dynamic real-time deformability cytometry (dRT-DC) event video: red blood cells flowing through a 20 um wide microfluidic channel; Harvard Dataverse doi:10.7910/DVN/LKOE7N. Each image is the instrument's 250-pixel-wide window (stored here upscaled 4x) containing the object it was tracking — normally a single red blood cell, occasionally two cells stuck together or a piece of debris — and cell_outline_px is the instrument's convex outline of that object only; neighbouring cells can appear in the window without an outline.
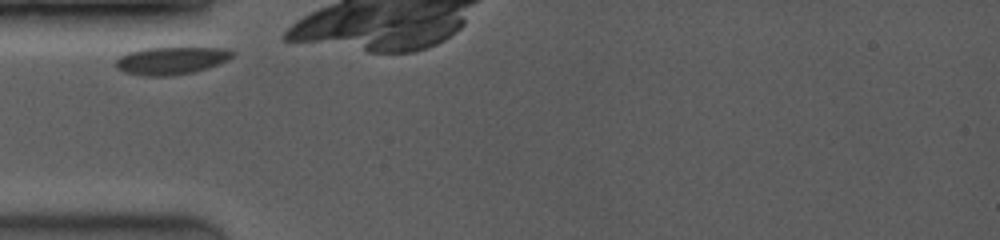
{"species": "common noctule bat (a hibernating species)", "species_latin": "Nyctalus noctula", "temperature_condition": "room temperature", "stored_images_in_passage": 15, "camera_frame_rate_fps": 3500, "um_per_image_px": 0.085, "animal": {"sex": "female", "body_mass_g": 19.0, "forearm_length_mm": 53.3}, "frame": {"image": 1, "passage_image": 1, "time_ms": 0.0, "image_size_px": [1000, 240], "cell_outline_px": [[236, 52], [228, 60], [220, 64], [196, 72], [168, 76], [140, 76], [124, 72], [116, 68], [116, 60], [120, 56], [128, 52], [144, 48], [224, 48]], "centroid_in_image_um": [14.56, 5.16], "position_along_channel_um": 70.4, "area_um2": 18.9}}
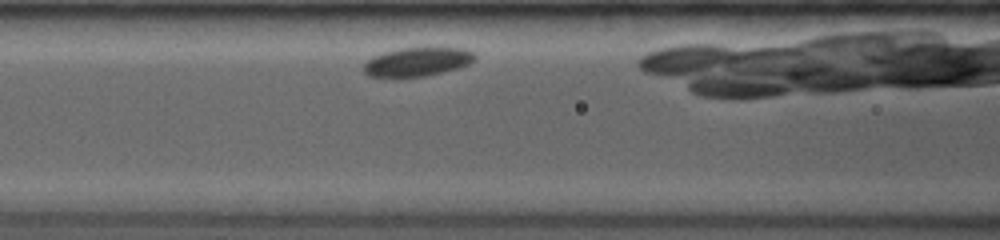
{"frame": {"image": 2, "passage_image": 3, "time_ms": 1.714, "image_size_px": [1000, 240], "cell_outline_px": [[476, 60], [468, 64], [444, 72], [424, 76], [396, 80], [384, 80], [368, 76], [364, 72], [364, 64], [372, 56], [384, 52], [400, 48], [464, 48], [472, 52], [476, 56]], "centroid_in_image_um": [35.38, 5.31], "position_along_channel_um": 131.2, "area_um2": 19.36}}